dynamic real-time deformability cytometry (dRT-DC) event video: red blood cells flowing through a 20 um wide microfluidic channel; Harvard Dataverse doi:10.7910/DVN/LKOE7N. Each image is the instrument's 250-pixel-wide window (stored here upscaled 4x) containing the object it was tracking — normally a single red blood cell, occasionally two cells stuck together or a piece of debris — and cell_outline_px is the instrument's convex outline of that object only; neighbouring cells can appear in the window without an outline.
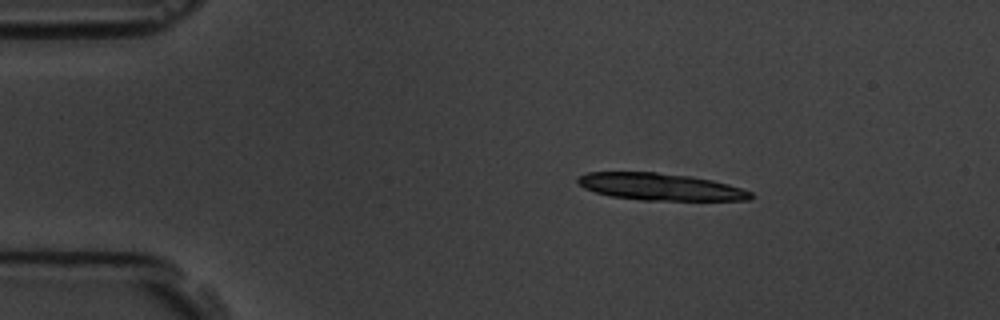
{"species": "common noctule bat (a hibernating species)", "species_latin": "Nyctalus noctula", "temperature_condition": "room temperature", "stored_images_in_passage": 3, "camera_frame_rate_fps": 3000, "um_per_image_px": 0.085, "animal": {"sex": "male", "body_mass_g": 19.5, "forearm_length_mm": 54.6}, "frame": {"image": 1, "passage_image": 1, "time_ms": 0.0, "image_size_px": [1000, 320], "cell_outline_px": [[756, 196], [752, 200], [640, 200], [612, 196], [596, 192], [584, 188], [576, 180], [576, 176], [588, 172], [656, 172], [688, 176], [712, 180], [728, 184], [752, 192]], "centroid_in_image_um": [56.14, 15.88], "position_along_channel_um": 28.9, "area_um2": 27.22}}